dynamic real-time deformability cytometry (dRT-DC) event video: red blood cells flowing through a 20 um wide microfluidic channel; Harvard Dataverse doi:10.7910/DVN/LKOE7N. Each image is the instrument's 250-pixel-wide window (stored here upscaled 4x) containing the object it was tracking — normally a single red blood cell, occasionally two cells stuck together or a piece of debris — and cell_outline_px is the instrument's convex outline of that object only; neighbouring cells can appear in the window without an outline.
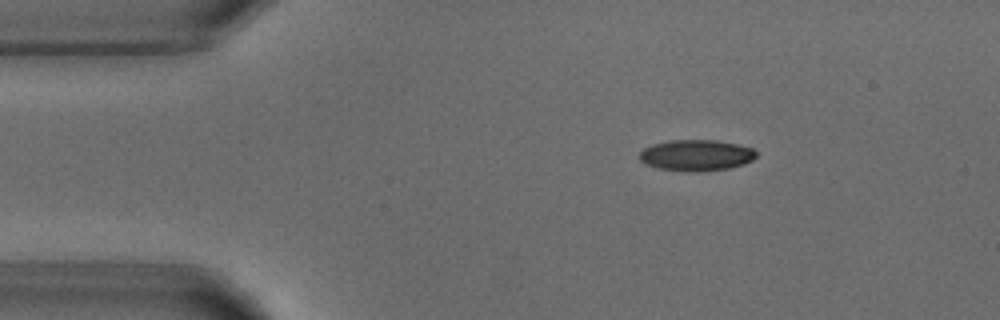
{"species": "common noctule bat (a hibernating species)", "species_latin": "Nyctalus noctula", "temperature_condition": "warm", "stored_images_in_passage": 2, "camera_frame_rate_fps": 3000, "um_per_image_px": 0.085, "animal": {"sex": "male", "body_mass_g": 18.8}, "frame": {"image": 1, "passage_image": 1, "time_ms": 0.0, "image_size_px": [1000, 320], "cell_outline_px": [[756, 156], [752, 160], [744, 164], [728, 168], [696, 172], [660, 168], [648, 164], [640, 160], [640, 152], [644, 148], [652, 144], [672, 140], [716, 140], [736, 144], [752, 148], [756, 152]], "centroid_in_image_um": [59.2, 13.19], "position_along_channel_um": 25.8, "area_um2": 20.87}}